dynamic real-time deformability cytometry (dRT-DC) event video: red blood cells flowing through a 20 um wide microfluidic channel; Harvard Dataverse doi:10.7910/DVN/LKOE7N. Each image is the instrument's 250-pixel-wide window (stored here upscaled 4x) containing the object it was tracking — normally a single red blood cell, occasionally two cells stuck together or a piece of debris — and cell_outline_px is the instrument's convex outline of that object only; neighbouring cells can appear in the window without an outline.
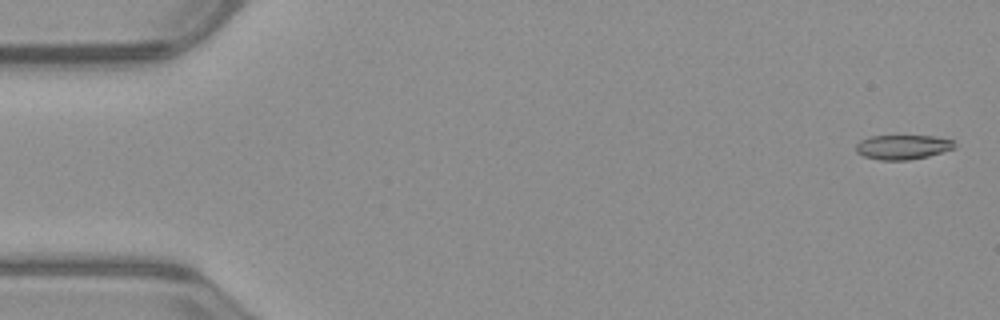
{"species": "common noctule bat (a hibernating species)", "species_latin": "Nyctalus noctula", "temperature_condition": "warm", "stored_images_in_passage": 20, "camera_frame_rate_fps": 3000, "um_per_image_px": 0.085, "animal": {"sex": "male", "body_mass_g": 23.1, "forearm_length_mm": 52.7}, "frame": {"image": 1, "passage_image": 2, "time_ms": 0.333, "image_size_px": [1000, 320], "cell_outline_px": [[956, 148], [928, 156], [908, 160], [880, 160], [864, 156], [856, 152], [856, 144], [860, 140], [868, 136], [936, 136], [952, 140], [956, 144]], "centroid_in_image_um": [76.73, 12.49], "position_along_channel_um": 8.3, "area_um2": 14.16}}
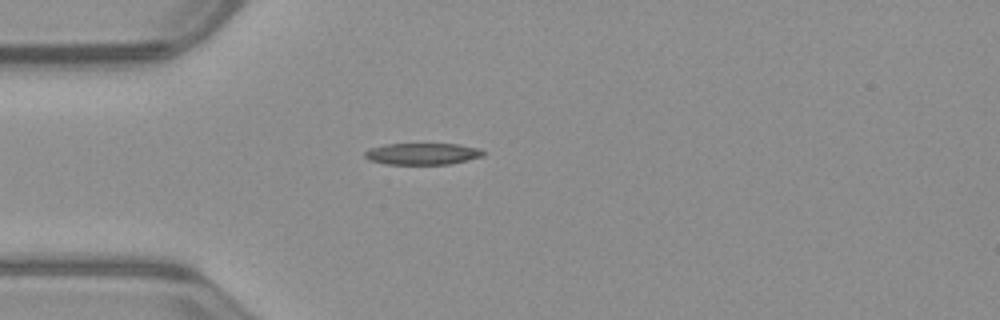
{"frame": {"image": 2, "passage_image": 15, "time_ms": 4.667, "image_size_px": [1000, 320], "cell_outline_px": [[488, 152], [484, 156], [468, 160], [448, 164], [384, 164], [368, 160], [364, 156], [364, 152], [368, 148], [384, 144], [460, 144], [480, 148]], "centroid_in_image_um": [35.92, 13.07], "position_along_channel_um": 49.1, "area_um2": 15.2}}